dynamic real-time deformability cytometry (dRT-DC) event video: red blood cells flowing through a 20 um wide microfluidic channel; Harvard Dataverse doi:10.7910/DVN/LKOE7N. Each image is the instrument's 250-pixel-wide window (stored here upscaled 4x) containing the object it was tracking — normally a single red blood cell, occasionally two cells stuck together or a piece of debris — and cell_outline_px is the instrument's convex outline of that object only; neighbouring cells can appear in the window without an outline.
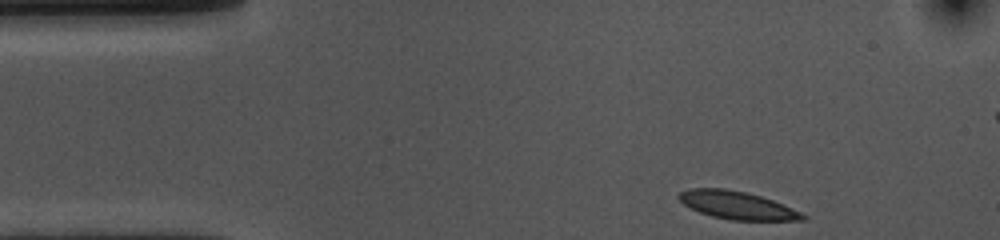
{"species": "common noctule bat (a hibernating species)", "species_latin": "Nyctalus noctula", "temperature_condition": "cold", "stored_images_in_passage": 38, "camera_frame_rate_fps": 3000, "um_per_image_px": 0.085, "animal": {"sex": "female", "body_mass_g": 10.0, "forearm_length_mm": 53.1}, "frame": {"image": 1, "passage_image": 1, "time_ms": 0.0, "image_size_px": [1000, 240], "cell_outline_px": [[808, 216], [804, 220], [732, 220], [712, 216], [700, 212], [684, 204], [676, 196], [680, 192], [688, 188], [724, 188], [744, 192], [760, 196], [772, 200], [792, 208]], "centroid_in_image_um": [62.64, 17.44], "position_along_channel_um": 22.4, "area_um2": 19.88}}
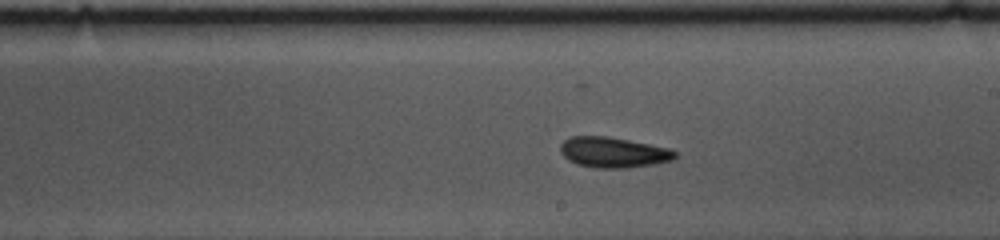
{"frame": {"image": 2, "passage_image": 24, "time_ms": 7.667, "image_size_px": [1000, 240], "cell_outline_px": [[676, 156], [672, 160], [656, 164], [628, 168], [596, 168], [576, 164], [568, 160], [560, 152], [560, 144], [568, 136], [608, 136], [668, 148], [676, 152]], "centroid_in_image_um": [52.09, 12.95], "position_along_channel_um": 236.9, "area_um2": 20.46}}
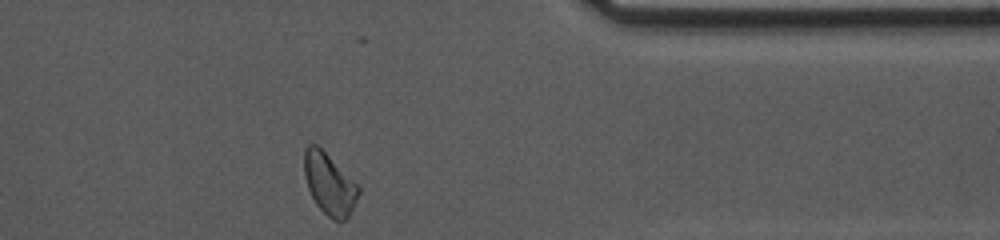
{"frame": {"image": 3, "passage_image": 38, "time_ms": 12.333, "image_size_px": [1000, 240], "cell_outline_px": [[360, 192], [348, 216], [340, 224], [332, 220], [316, 204], [308, 188], [304, 176], [304, 148], [308, 144], [316, 144], [360, 184]], "centroid_in_image_um": [28.01, 15.63], "position_along_channel_um": 383.4, "area_um2": 19.65}, "authors_computed_cell_mechanics": {"area_um2": 19.8832, "velocity_mm_per_s": 3.5507, "shape_relaxation_time_tau1_ms": null, "shape_relaxation_time_tau2_ms": 10.6971, "deformation_change_tau1": null, "deformation_change_tau2": 0.15}}